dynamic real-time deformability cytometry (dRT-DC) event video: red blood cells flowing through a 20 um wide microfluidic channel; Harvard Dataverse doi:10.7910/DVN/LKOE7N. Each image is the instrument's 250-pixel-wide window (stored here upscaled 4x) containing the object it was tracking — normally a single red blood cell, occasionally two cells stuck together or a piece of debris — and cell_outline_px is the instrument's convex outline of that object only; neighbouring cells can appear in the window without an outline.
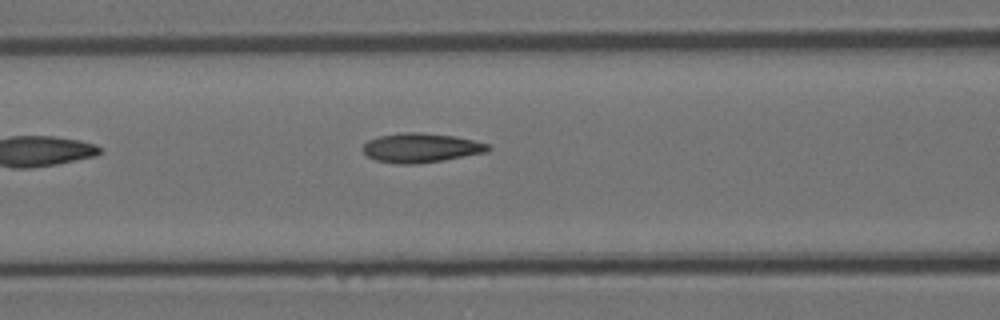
{"species": "Egyptian fruit bat (a non-hibernating species)", "species_latin": "Rousettus aegyptiacus", "temperature_condition": "room temperature", "stored_images_in_passage": 5, "camera_frame_rate_fps": 3000, "um_per_image_px": 0.085, "animal": {"sex": "female"}, "frame": {"image": 1, "passage_image": 5, "time_ms": 1.333, "image_size_px": [1000, 320], "cell_outline_px": [[492, 148], [488, 152], [416, 164], [400, 164], [376, 160], [368, 156], [360, 148], [368, 140], [380, 136], [400, 132], [420, 132], [456, 136], [488, 144]], "centroid_in_image_um": [35.77, 12.55], "position_along_channel_um": 130.8, "area_um2": 21.33}}